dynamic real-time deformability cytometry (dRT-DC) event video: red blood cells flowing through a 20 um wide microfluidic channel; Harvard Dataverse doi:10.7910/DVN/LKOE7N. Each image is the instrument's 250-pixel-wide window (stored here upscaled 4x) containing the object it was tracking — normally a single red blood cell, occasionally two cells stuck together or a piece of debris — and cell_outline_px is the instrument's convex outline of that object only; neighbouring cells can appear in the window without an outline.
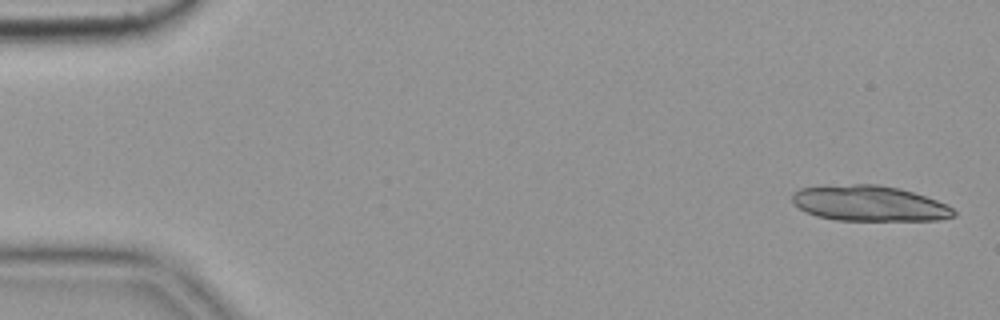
{"species": "common noctule bat (a hibernating species)", "species_latin": "Nyctalus noctula", "temperature_condition": "cold", "stored_images_in_passage": 4, "camera_frame_rate_fps": 3000, "um_per_image_px": 0.085, "animal": {"sex": "female", "body_mass_g": 19.9}, "frame": {"image": 1, "passage_image": 1, "time_ms": 0.0, "image_size_px": [1000, 320], "cell_outline_px": [[956, 216], [940, 220], [836, 220], [816, 216], [804, 212], [792, 200], [792, 192], [800, 188], [824, 184], [876, 184], [900, 188], [948, 204], [956, 212]], "centroid_in_image_um": [73.86, 17.28], "position_along_channel_um": 11.1, "area_um2": 33.81}}